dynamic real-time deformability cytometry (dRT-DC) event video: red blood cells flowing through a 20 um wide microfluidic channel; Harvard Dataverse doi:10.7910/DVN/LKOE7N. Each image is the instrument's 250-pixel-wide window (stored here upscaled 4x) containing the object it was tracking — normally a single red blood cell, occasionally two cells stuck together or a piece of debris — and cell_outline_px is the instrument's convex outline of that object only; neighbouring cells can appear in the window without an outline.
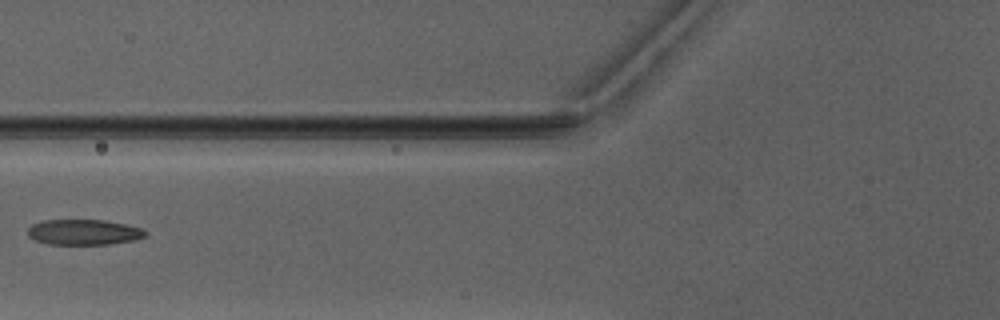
{"species": "Egyptian fruit bat (a non-hibernating species)", "species_latin": "Rousettus aegyptiacus", "temperature_condition": "warm", "stored_images_in_passage": 6, "camera_frame_rate_fps": 3000, "um_per_image_px": 0.085, "animal": {"sex": "male"}, "frame": {"image": 1, "passage_image": 5, "time_ms": 4.667, "image_size_px": [1000, 320], "cell_outline_px": [[148, 232], [144, 236], [132, 240], [112, 244], [48, 244], [36, 240], [28, 236], [28, 228], [32, 224], [44, 220], [104, 220], [144, 228]], "centroid_in_image_um": [7.12, 19.73], "position_along_channel_um": 118.7, "area_um2": 17.4}}
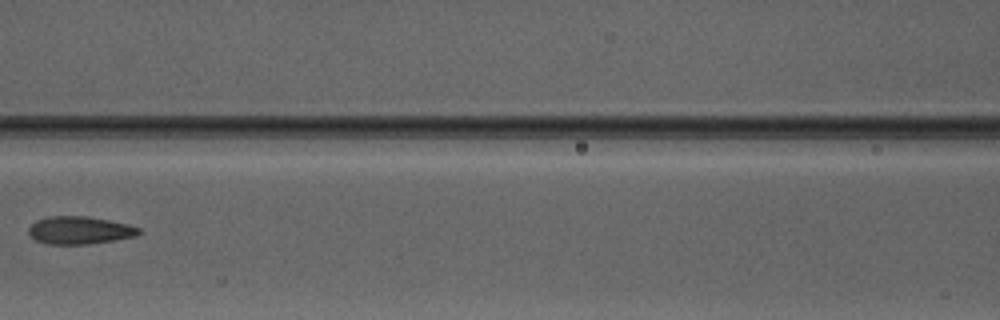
{"frame": {"image": 2, "passage_image": 6, "time_ms": 5.667, "image_size_px": [1000, 320], "cell_outline_px": [[140, 232], [136, 236], [88, 244], [44, 244], [28, 236], [28, 228], [36, 220], [48, 216], [88, 216], [128, 224], [140, 228]], "centroid_in_image_um": [6.71, 19.57], "position_along_channel_um": 159.9, "area_um2": 17.86}}